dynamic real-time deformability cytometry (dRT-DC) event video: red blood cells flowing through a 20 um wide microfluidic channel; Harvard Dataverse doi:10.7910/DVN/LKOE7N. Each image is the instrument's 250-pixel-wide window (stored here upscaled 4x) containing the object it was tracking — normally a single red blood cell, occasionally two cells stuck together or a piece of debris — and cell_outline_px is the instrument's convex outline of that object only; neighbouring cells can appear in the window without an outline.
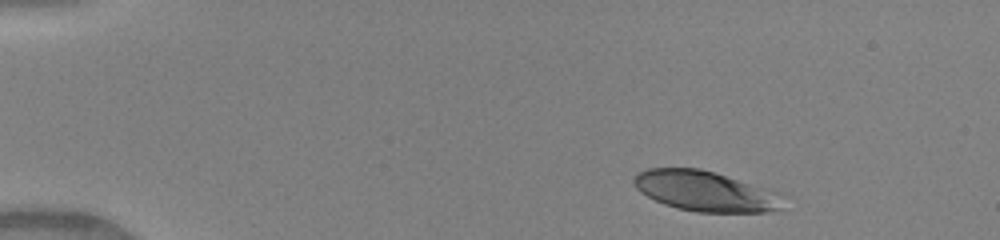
{"species": "human", "species_latin": "Homo sapiens", "temperature_condition": "warm", "stored_images_in_passage": 37, "camera_frame_rate_fps": 3000, "um_per_image_px": 0.085, "donor": {"sex": "female"}, "frame": {"image": 1, "passage_image": 1, "time_ms": 0.0, "image_size_px": [1000, 240], "cell_outline_px": [[780, 208], [764, 212], [696, 212], [676, 208], [664, 204], [640, 192], [632, 184], [632, 180], [636, 172], [648, 168], [700, 168], [776, 192]], "centroid_in_image_um": [59.79, 16.24], "position_along_channel_um": 25.2, "area_um2": 34.28}}
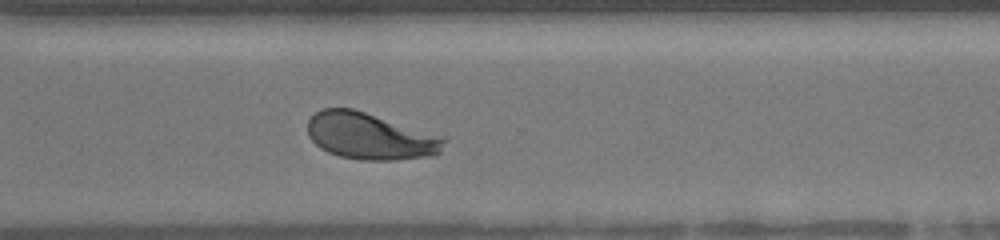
{"frame": {"image": 2, "passage_image": 31, "time_ms": 10.0, "image_size_px": [1000, 240], "cell_outline_px": [[448, 140], [440, 152], [428, 156], [396, 160], [360, 160], [340, 156], [328, 152], [320, 148], [308, 136], [308, 120], [316, 112], [324, 108], [352, 108], [448, 136]], "centroid_in_image_um": [31.52, 11.57], "position_along_channel_um": 339.1, "area_um2": 37.57}}
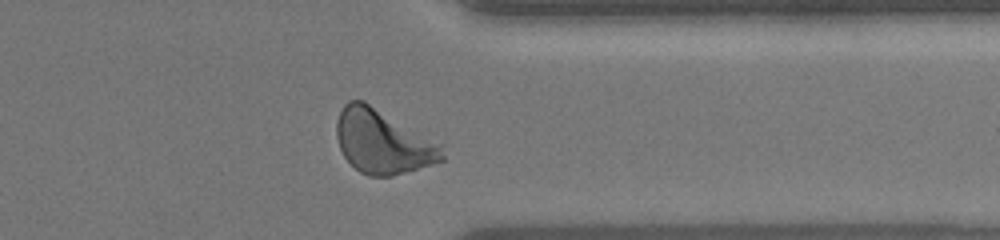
{"frame": {"image": 3, "passage_image": 34, "time_ms": 11.0, "image_size_px": [1000, 240], "cell_outline_px": [[444, 160], [432, 164], [392, 176], [368, 176], [360, 172], [344, 156], [340, 148], [336, 136], [336, 120], [344, 104], [348, 100], [364, 100], [444, 140]], "centroid_in_image_um": [32.64, 11.99], "position_along_channel_um": 378.8, "area_um2": 40.86}, "authors_computed_cell_mechanics": {"area_um2": 37.0498, "velocity_mm_per_s": 4.0933, "shape_relaxation_time_tau1_ms": 2.8358, "shape_relaxation_time_tau2_ms": null, "deformation_change_tau1": 0.1643, "deformation_change_tau2": null}}